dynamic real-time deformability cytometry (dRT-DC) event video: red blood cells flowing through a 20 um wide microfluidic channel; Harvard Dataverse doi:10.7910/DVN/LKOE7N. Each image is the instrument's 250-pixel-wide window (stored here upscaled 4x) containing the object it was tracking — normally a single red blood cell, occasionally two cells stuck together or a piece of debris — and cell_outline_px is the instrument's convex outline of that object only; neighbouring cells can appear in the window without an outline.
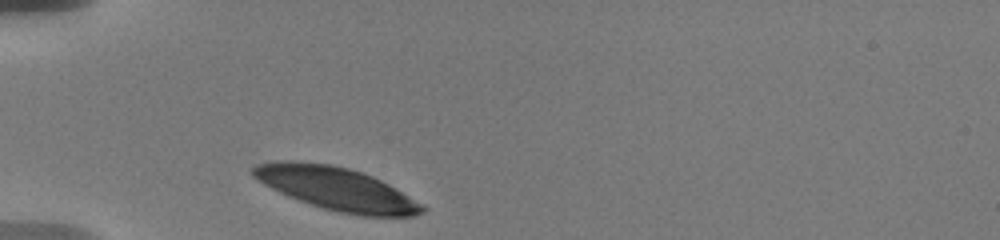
{"species": "human", "species_latin": "Homo sapiens", "temperature_condition": "warm", "stored_images_in_passage": 5, "camera_frame_rate_fps": 3000, "um_per_image_px": 0.085, "donor": {"sex": "male"}, "frame": {"image": 1, "passage_image": 1, "time_ms": 0.0, "image_size_px": [1000, 240], "cell_outline_px": [[428, 208], [424, 212], [416, 216], [360, 216], [340, 212], [324, 208], [288, 196], [264, 184], [252, 176], [252, 168], [256, 164], [276, 160], [292, 160], [332, 164], [348, 168], [372, 176], [388, 184], [424, 204]], "centroid_in_image_um": [28.62, 16.03], "position_along_channel_um": 56.4, "area_um2": 42.37}}